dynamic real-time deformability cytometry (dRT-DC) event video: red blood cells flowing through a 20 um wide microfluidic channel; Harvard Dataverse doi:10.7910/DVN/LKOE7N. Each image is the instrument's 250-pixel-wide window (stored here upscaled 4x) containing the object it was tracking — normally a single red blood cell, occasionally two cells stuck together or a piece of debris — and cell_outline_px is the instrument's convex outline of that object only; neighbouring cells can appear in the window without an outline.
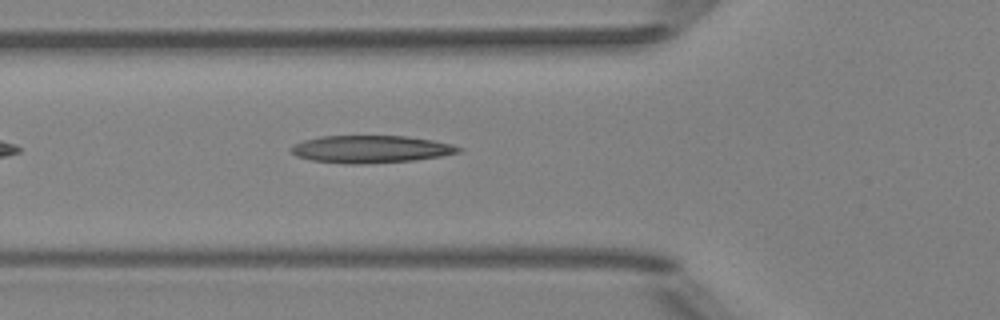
{"species": "Egyptian fruit bat (a non-hibernating species)", "species_latin": "Rousettus aegyptiacus", "temperature_condition": "room temperature", "stored_images_in_passage": 34, "camera_frame_rate_fps": 3000, "um_per_image_px": 0.085, "animal": {"sex": "female"}, "frame": {"image": 1, "passage_image": 6, "time_ms": 1.667, "image_size_px": [1000, 320], "cell_outline_px": [[464, 148], [460, 152], [440, 156], [416, 160], [352, 164], [348, 164], [312, 160], [296, 156], [288, 148], [292, 144], [304, 140], [320, 136], [408, 136], [432, 140], [452, 144]], "centroid_in_image_um": [31.5, 12.67], "position_along_channel_um": 94.3, "area_um2": 26.76}}
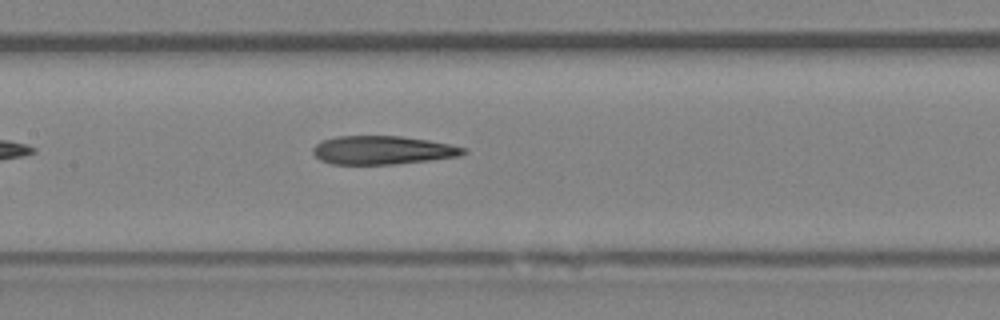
{"frame": {"image": 2, "passage_image": 12, "time_ms": 3.667, "image_size_px": [1000, 320], "cell_outline_px": [[468, 152], [460, 156], [428, 160], [392, 164], [332, 164], [320, 160], [312, 152], [312, 148], [316, 144], [324, 140], [336, 136], [400, 136], [428, 140], [468, 148]], "centroid_in_image_um": [32.52, 12.76], "position_along_channel_um": 174.9, "area_um2": 24.91}}
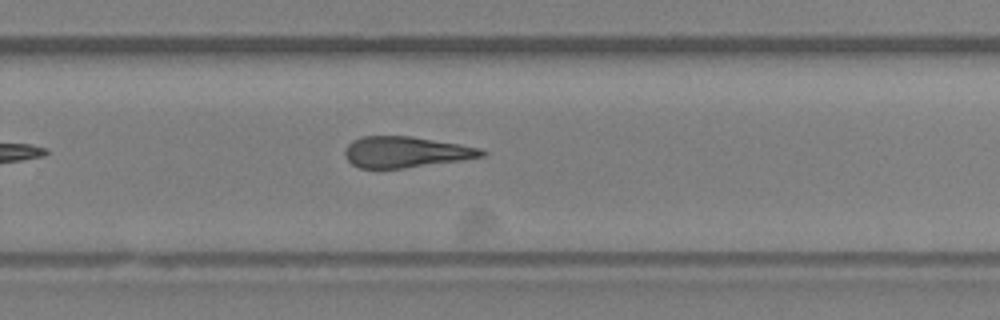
{"frame": {"image": 3, "passage_image": 21, "time_ms": 6.667, "image_size_px": [1000, 320], "cell_outline_px": [[488, 152], [484, 156], [464, 160], [404, 168], [360, 168], [352, 164], [344, 156], [344, 152], [348, 144], [352, 140], [360, 136], [412, 136], [460, 144], [480, 148]], "centroid_in_image_um": [34.49, 12.92], "position_along_channel_um": 295.3, "area_um2": 24.85}}